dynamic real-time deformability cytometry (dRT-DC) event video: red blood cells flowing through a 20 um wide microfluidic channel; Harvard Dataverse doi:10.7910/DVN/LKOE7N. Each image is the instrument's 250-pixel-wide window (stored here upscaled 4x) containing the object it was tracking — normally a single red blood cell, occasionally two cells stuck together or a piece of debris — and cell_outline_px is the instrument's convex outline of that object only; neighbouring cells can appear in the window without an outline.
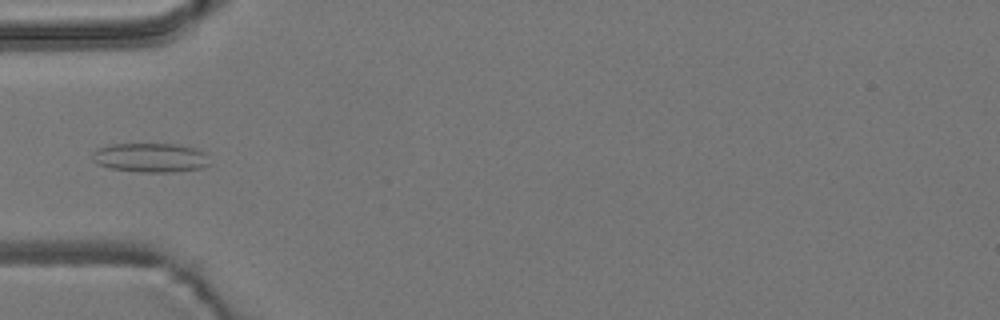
{"species": "common noctule bat (a hibernating species)", "species_latin": "Nyctalus noctula", "temperature_condition": "room temperature", "stored_images_in_passage": 1, "camera_frame_rate_fps": 3000, "um_per_image_px": 0.085, "animal": {"sex": "male", "body_mass_g": 19.2, "forearm_length_mm": 51.8}, "frame": {"image": 1, "passage_image": 1, "time_ms": 0.0, "image_size_px": [1000, 320], "cell_outline_px": [[208, 164], [200, 168], [172, 172], [140, 172], [108, 168], [96, 164], [92, 160], [92, 152], [96, 148], [112, 144], [180, 144], [196, 148], [204, 152]], "centroid_in_image_um": [12.72, 13.39], "position_along_channel_um": 72.3, "area_um2": 20.06}}